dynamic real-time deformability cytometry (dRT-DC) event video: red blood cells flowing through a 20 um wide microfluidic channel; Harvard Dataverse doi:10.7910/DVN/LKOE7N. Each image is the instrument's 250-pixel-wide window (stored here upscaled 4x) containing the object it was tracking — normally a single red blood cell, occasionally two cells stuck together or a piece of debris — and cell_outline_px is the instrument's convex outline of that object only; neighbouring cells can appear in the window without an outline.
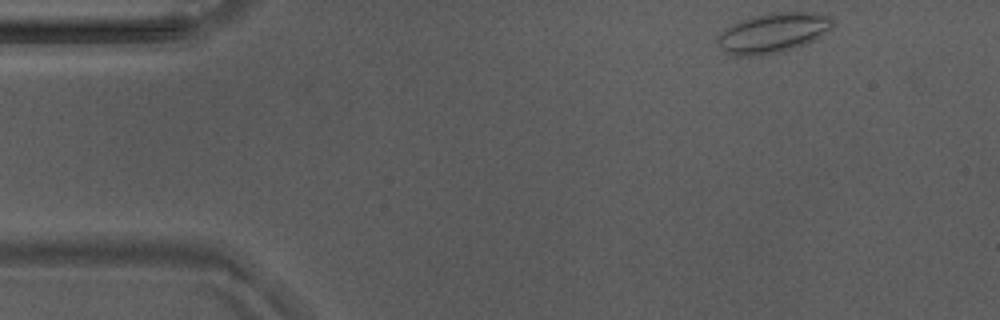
{"species": "Egyptian fruit bat (a non-hibernating species)", "species_latin": "Rousettus aegyptiacus", "temperature_condition": "warm", "stored_images_in_passage": 49, "camera_frame_rate_fps": 3000, "um_per_image_px": 0.085, "animal": {"sex": "male"}, "frame": {"image": 1, "passage_image": 1, "time_ms": 0.0, "image_size_px": [1000, 320], "cell_outline_px": [[836, 24], [832, 28], [816, 40], [780, 52], [748, 56], [732, 56], [724, 52], [716, 44], [716, 36], [724, 28], [740, 20], [752, 16], [772, 12], [816, 12], [832, 16], [836, 20]], "centroid_in_image_um": [65.71, 2.78], "position_along_channel_um": 19.3, "area_um2": 27.34}}
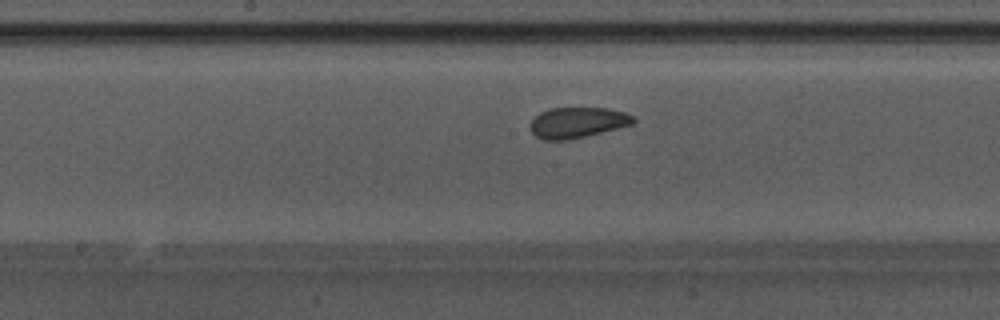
{"frame": {"image": 2, "passage_image": 22, "time_ms": 7.0, "image_size_px": [1000, 320], "cell_outline_px": [[636, 120], [632, 124], [568, 140], [544, 140], [536, 136], [532, 132], [528, 124], [540, 112], [552, 108], [608, 108], [624, 112], [632, 116]], "centroid_in_image_um": [49.04, 10.41], "position_along_channel_um": 199.2, "area_um2": 18.21}}
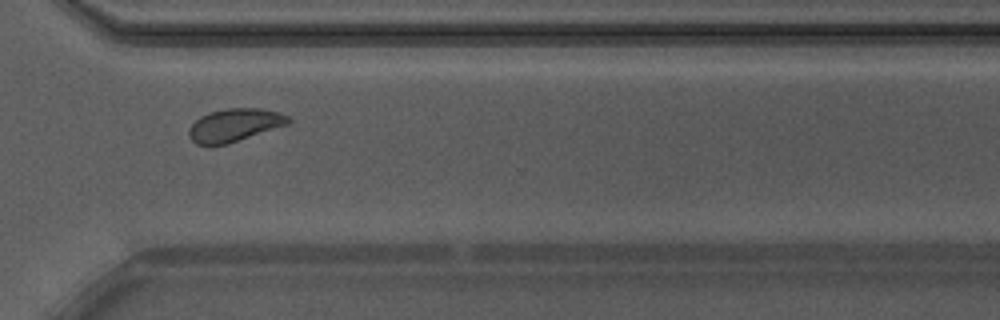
{"frame": {"image": 3, "passage_image": 34, "time_ms": 11.0, "image_size_px": [1000, 320], "cell_outline_px": [[292, 120], [288, 124], [228, 144], [208, 148], [196, 144], [188, 136], [188, 128], [200, 116], [208, 112], [224, 108], [260, 108], [280, 112], [288, 116]], "centroid_in_image_um": [19.88, 10.66], "position_along_channel_um": 350.7, "area_um2": 19.59}, "authors_computed_cell_mechanics": {"area_um2": 19.1318, "velocity_mm_per_s": 3.7902, "shape_relaxation_time_tau1_ms": 6.4992, "shape_relaxation_time_tau2_ms": 1.7053, "deformation_change_tau1": 0.1225, "deformation_change_tau2": 0.0452}}